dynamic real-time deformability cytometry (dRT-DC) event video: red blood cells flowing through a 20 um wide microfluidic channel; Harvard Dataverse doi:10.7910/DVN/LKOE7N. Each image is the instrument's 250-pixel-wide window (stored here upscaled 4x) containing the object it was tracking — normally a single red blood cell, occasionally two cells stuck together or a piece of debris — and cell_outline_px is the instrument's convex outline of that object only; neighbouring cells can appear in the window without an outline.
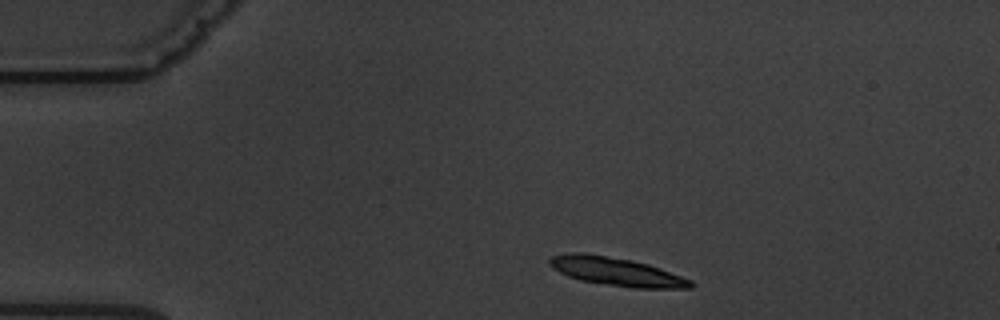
{"species": "common noctule bat (a hibernating species)", "species_latin": "Nyctalus noctula", "temperature_condition": "warm", "stored_images_in_passage": 9, "camera_frame_rate_fps": 3000, "um_per_image_px": 0.085, "animal": {"sex": "male", "body_mass_g": 19.5, "forearm_length_mm": 54.6}, "frame": {"image": 1, "passage_image": 1, "time_ms": 0.0, "image_size_px": [1000, 320], "cell_outline_px": [[696, 284], [692, 288], [632, 288], [580, 280], [568, 276], [552, 268], [548, 264], [548, 260], [552, 256], [564, 252], [584, 252], [632, 260], [648, 264], [660, 268], [692, 280]], "centroid_in_image_um": [52.38, 23.07], "position_along_channel_um": 32.6, "area_um2": 23.52}}
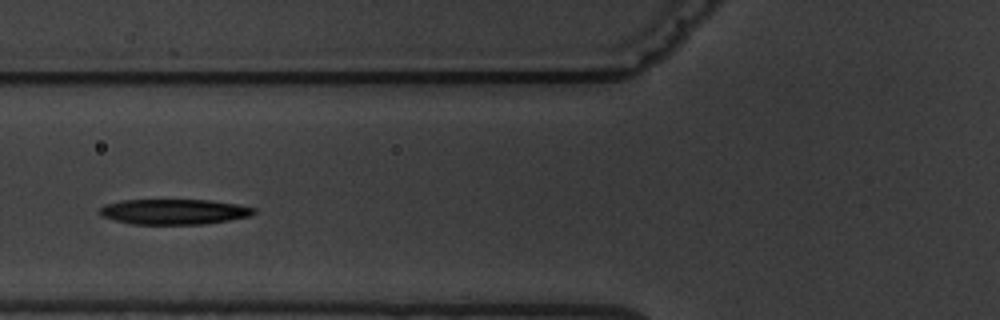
{"frame": {"image": 2, "passage_image": 4, "time_ms": 3.667, "image_size_px": [1000, 320], "cell_outline_px": [[256, 212], [252, 216], [204, 224], [132, 224], [112, 220], [100, 216], [96, 212], [104, 204], [120, 200], [208, 200], [236, 204], [256, 208]], "centroid_in_image_um": [14.73, 18.0], "position_along_channel_um": 111.1, "area_um2": 23.0}}
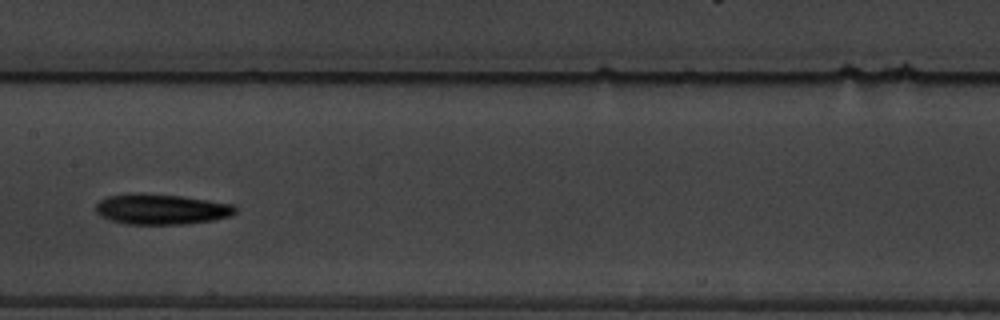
{"frame": {"image": 3, "passage_image": 6, "time_ms": 6.0, "image_size_px": [1000, 320], "cell_outline_px": [[236, 212], [228, 216], [212, 220], [184, 224], [128, 224], [112, 220], [96, 212], [96, 204], [100, 200], [108, 196], [180, 196], [236, 204]], "centroid_in_image_um": [13.8, 17.82], "position_along_channel_um": 193.6, "area_um2": 23.58}}